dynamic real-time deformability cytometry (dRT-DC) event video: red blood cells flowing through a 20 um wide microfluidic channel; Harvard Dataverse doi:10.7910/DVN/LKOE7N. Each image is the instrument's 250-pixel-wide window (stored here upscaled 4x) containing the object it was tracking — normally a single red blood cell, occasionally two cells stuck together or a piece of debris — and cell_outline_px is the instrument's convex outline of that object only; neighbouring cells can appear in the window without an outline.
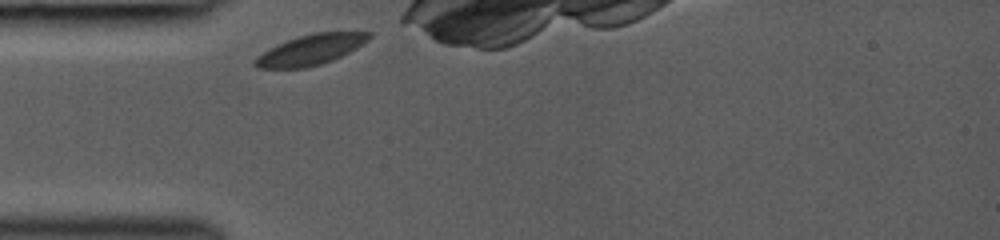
{"species": "common noctule bat (a hibernating species)", "species_latin": "Nyctalus noctula", "temperature_condition": "room temperature", "stored_images_in_passage": 1, "camera_frame_rate_fps": 3000, "um_per_image_px": 0.085, "animal": {"sex": "female", "body_mass_g": 19.0, "forearm_length_mm": 53.3}, "frame": {"image": 1, "passage_image": 1, "time_ms": 0.0, "image_size_px": [1000, 240], "cell_outline_px": [[372, 36], [368, 40], [356, 48], [332, 60], [320, 64], [304, 68], [260, 68], [252, 64], [252, 60], [256, 56], [288, 40], [312, 32], [372, 32]], "centroid_in_image_um": [26.41, 4.23], "position_along_channel_um": 58.6, "area_um2": 19.83}}